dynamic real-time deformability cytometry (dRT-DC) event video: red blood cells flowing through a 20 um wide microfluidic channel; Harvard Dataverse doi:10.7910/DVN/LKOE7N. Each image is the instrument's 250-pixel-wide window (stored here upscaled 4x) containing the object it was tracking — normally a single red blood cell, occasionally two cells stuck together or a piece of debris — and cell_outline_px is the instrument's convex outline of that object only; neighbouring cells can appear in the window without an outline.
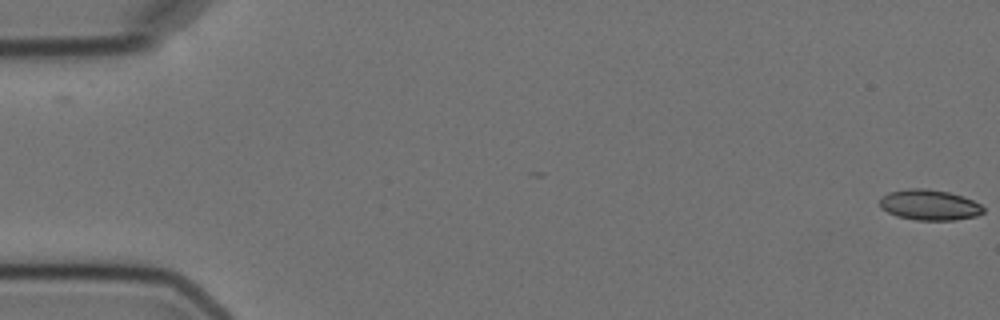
{"species": "Egyptian fruit bat (a non-hibernating species)", "species_latin": "Rousettus aegyptiacus", "temperature_condition": "cold", "stored_images_in_passage": 2, "camera_frame_rate_fps": 3000, "um_per_image_px": 0.085, "animal": {"sex": "female"}, "frame": {"image": 1, "passage_image": 2, "time_ms": 1.0, "image_size_px": [1000, 320], "cell_outline_px": [[984, 212], [976, 216], [956, 220], [916, 220], [896, 216], [880, 208], [880, 200], [888, 192], [908, 188], [928, 188], [948, 192], [972, 200], [980, 204], [984, 208]], "centroid_in_image_um": [78.99, 17.42], "position_along_channel_um": 6.0, "area_um2": 18.44}}